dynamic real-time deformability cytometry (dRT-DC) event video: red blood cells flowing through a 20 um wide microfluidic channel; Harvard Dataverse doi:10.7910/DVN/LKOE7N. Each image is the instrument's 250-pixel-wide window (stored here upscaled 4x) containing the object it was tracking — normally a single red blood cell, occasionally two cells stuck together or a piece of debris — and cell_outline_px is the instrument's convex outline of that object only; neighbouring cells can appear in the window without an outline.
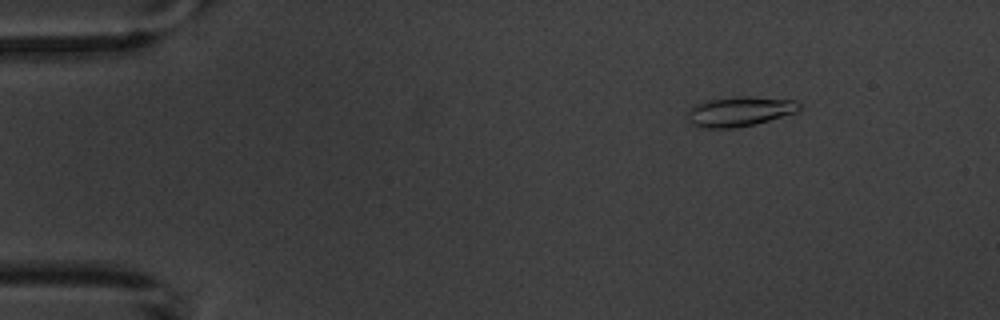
{"species": "common noctule bat (a hibernating species)", "species_latin": "Nyctalus noctula", "temperature_condition": "warm", "stored_images_in_passage": 8, "camera_frame_rate_fps": 3000, "um_per_image_px": 0.085, "animal": {"sex": "male", "body_mass_g": 20.1, "forearm_length_mm": 53.5}, "frame": {"image": 1, "passage_image": 2, "time_ms": 1.333, "image_size_px": [1000, 320], "cell_outline_px": [[804, 104], [796, 112], [756, 124], [732, 128], [704, 128], [692, 124], [688, 120], [688, 112], [696, 104], [708, 100], [732, 96], [748, 96], [796, 100]], "centroid_in_image_um": [62.91, 9.46], "position_along_channel_um": 22.1, "area_um2": 19.48}}
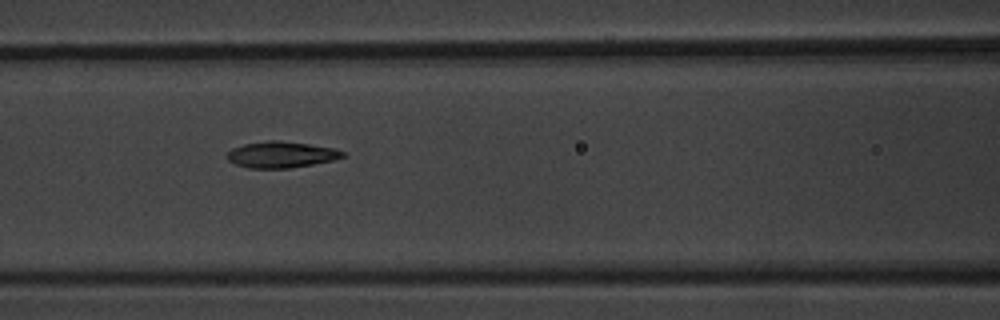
{"frame": {"image": 2, "passage_image": 7, "time_ms": 7.0, "image_size_px": [1000, 320], "cell_outline_px": [[348, 156], [336, 160], [288, 168], [248, 168], [236, 164], [228, 160], [228, 152], [232, 148], [244, 144], [268, 140], [280, 140], [336, 148], [344, 152]], "centroid_in_image_um": [23.96, 13.14], "position_along_channel_um": 142.6, "area_um2": 17.74}}
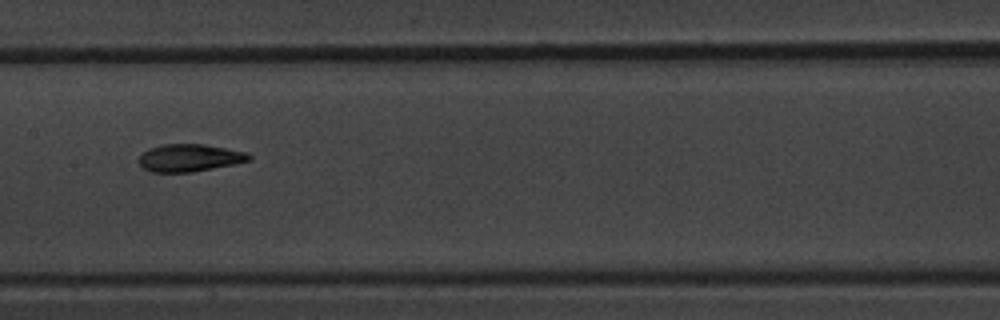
{"frame": {"image": 3, "passage_image": 8, "time_ms": 8.333, "image_size_px": [1000, 320], "cell_outline_px": [[252, 160], [192, 172], [152, 172], [144, 168], [140, 164], [140, 156], [148, 148], [160, 144], [204, 144], [248, 152], [252, 156]], "centroid_in_image_um": [16.13, 13.4], "position_along_channel_um": 191.3, "area_um2": 17.57}}